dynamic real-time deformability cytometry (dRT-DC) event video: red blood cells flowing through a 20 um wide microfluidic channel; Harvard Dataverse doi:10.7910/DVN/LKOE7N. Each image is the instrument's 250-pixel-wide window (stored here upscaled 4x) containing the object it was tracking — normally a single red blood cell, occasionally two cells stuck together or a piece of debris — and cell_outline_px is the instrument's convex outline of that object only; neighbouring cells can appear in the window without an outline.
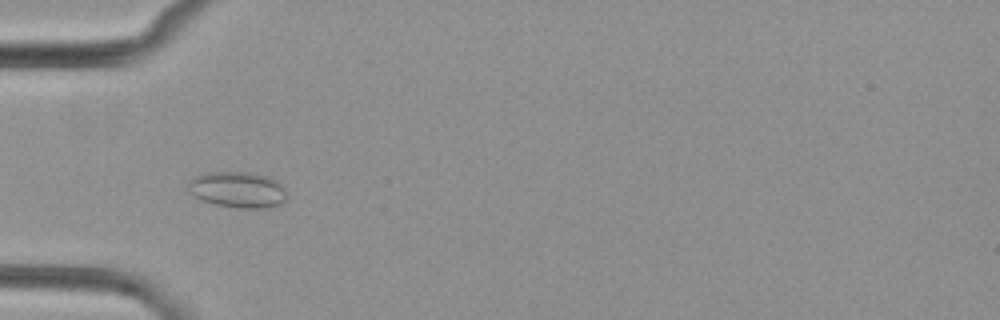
{"species": "common noctule bat (a hibernating species)", "species_latin": "Nyctalus noctula", "temperature_condition": "cold", "stored_images_in_passage": 5, "camera_frame_rate_fps": 3000, "um_per_image_px": 0.085, "animal": {"sex": "female", "body_mass_g": 29.2, "forearm_length_mm": 56.3}, "frame": {"image": 1, "passage_image": 4, "time_ms": 4.333, "image_size_px": [1000, 320], "cell_outline_px": [[284, 200], [280, 204], [268, 208], [236, 208], [216, 204], [200, 200], [192, 196], [188, 192], [188, 180], [204, 172], [248, 172], [268, 176], [276, 180], [284, 188]], "centroid_in_image_um": [20.14, 16.12], "position_along_channel_um": 64.9, "area_um2": 20.87}}